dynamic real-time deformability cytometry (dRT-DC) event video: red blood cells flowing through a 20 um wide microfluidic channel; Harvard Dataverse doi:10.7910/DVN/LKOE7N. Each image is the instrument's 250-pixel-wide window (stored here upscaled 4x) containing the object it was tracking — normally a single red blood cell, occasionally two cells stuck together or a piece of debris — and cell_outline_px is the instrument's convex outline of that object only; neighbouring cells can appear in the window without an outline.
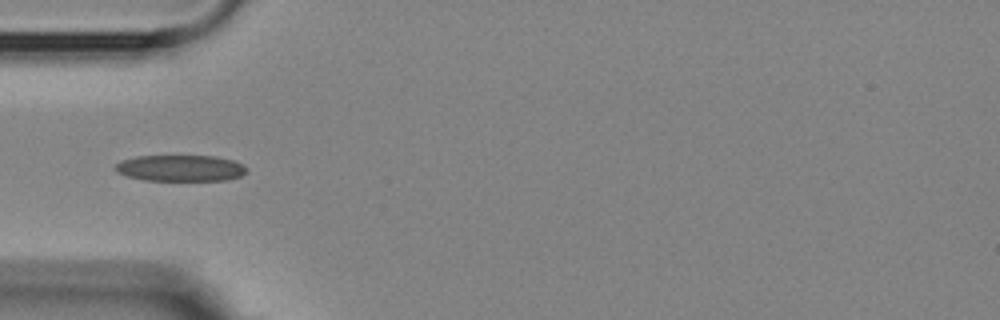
{"species": "Egyptian fruit bat (a non-hibernating species)", "species_latin": "Rousettus aegyptiacus", "temperature_condition": "room temperature", "stored_images_in_passage": 5, "camera_frame_rate_fps": 3000, "um_per_image_px": 0.085, "animal": {"sex": "female"}, "frame": {"image": 1, "passage_image": 4, "time_ms": 3.333, "image_size_px": [1000, 320], "cell_outline_px": [[248, 172], [240, 176], [228, 180], [144, 180], [128, 176], [116, 172], [116, 164], [120, 160], [136, 156], [216, 156], [232, 160], [244, 164], [248, 168]], "centroid_in_image_um": [15.38, 14.28], "position_along_channel_um": 69.6, "area_um2": 20.17}}
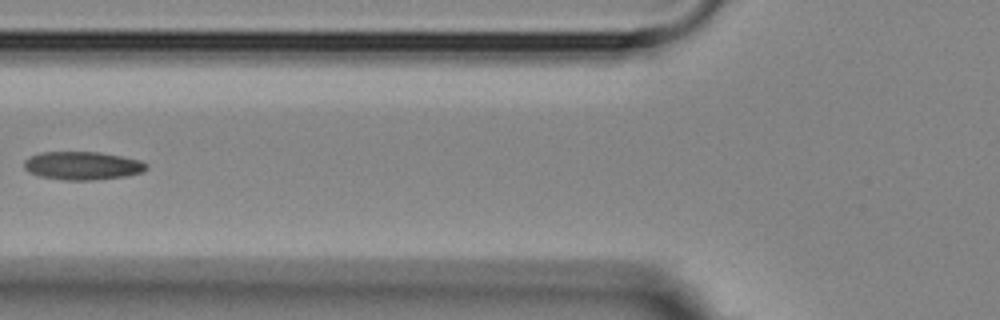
{"frame": {"image": 2, "passage_image": 5, "time_ms": 4.667, "image_size_px": [1000, 320], "cell_outline_px": [[148, 168], [144, 172], [128, 176], [92, 180], [64, 180], [40, 176], [28, 172], [24, 168], [24, 160], [28, 156], [40, 152], [100, 152], [140, 160], [148, 164]], "centroid_in_image_um": [7.01, 14.08], "position_along_channel_um": 118.8, "area_um2": 20.35}}